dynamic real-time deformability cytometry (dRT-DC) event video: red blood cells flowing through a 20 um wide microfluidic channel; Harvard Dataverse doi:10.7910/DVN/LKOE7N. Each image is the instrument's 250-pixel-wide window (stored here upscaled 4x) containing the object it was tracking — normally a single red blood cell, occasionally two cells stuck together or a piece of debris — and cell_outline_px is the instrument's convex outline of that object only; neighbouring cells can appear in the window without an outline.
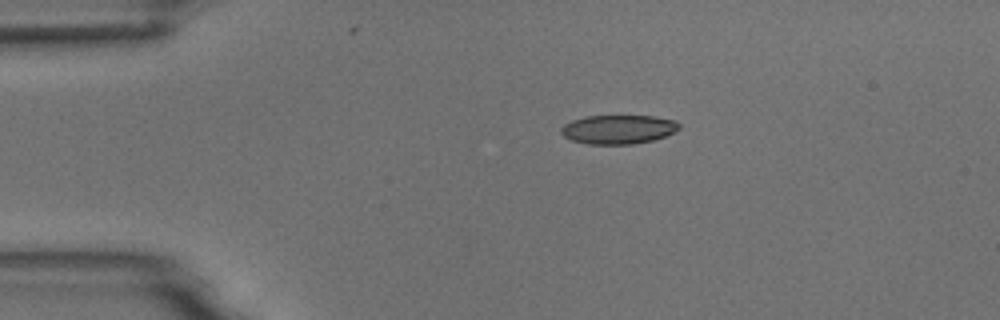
{"species": "common noctule bat (a hibernating species)", "species_latin": "Nyctalus noctula", "temperature_condition": "room temperature", "stored_images_in_passage": 3, "camera_frame_rate_fps": 3000, "um_per_image_px": 0.085, "animal": {"sex": "male", "body_mass_g": 18.8}, "frame": {"image": 1, "passage_image": 1, "time_ms": 0.0, "image_size_px": [1000, 320], "cell_outline_px": [[680, 128], [664, 136], [652, 140], [632, 144], [588, 144], [572, 140], [564, 136], [560, 132], [560, 128], [564, 124], [572, 120], [584, 116], [652, 116], [676, 120], [680, 124]], "centroid_in_image_um": [52.53, 10.99], "position_along_channel_um": 32.5, "area_um2": 19.88}}
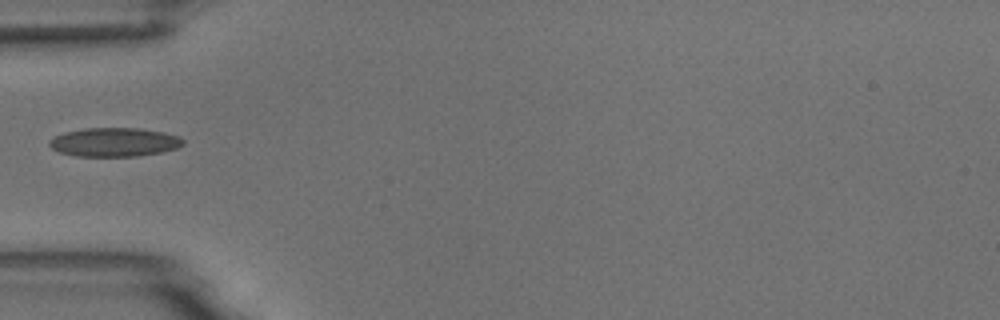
{"frame": {"image": 2, "passage_image": 3, "time_ms": 2.333, "image_size_px": [1000, 320], "cell_outline_px": [[184, 144], [176, 148], [160, 152], [136, 156], [76, 156], [60, 152], [52, 148], [48, 144], [48, 140], [64, 132], [84, 128], [136, 128], [164, 132], [180, 136], [184, 140]], "centroid_in_image_um": [9.71, 12.08], "position_along_channel_um": 75.3, "area_um2": 22.43}}